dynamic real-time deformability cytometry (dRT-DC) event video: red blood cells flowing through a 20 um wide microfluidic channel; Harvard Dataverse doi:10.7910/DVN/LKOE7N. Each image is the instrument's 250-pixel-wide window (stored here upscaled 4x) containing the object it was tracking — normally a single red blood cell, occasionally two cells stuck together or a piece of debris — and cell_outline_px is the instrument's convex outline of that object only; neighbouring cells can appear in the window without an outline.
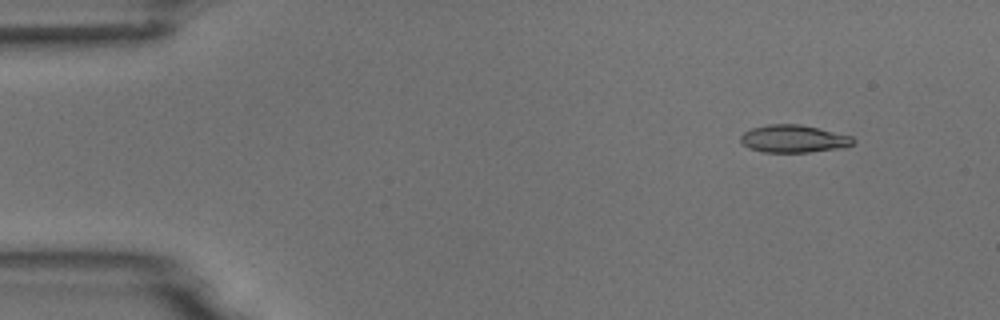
{"species": "common noctule bat (a hibernating species)", "species_latin": "Nyctalus noctula", "temperature_condition": "room temperature", "stored_images_in_passage": 5, "camera_frame_rate_fps": 3000, "um_per_image_px": 0.085, "animal": {"sex": "male", "body_mass_g": 18.8}, "frame": {"image": 1, "passage_image": 2, "time_ms": 0.333, "image_size_px": [1000, 320], "cell_outline_px": [[856, 140], [852, 144], [844, 148], [808, 152], [764, 152], [748, 148], [740, 140], [740, 136], [744, 132], [752, 128], [768, 124], [800, 124], [852, 136]], "centroid_in_image_um": [67.46, 11.8], "position_along_channel_um": 17.5, "area_um2": 18.09}}
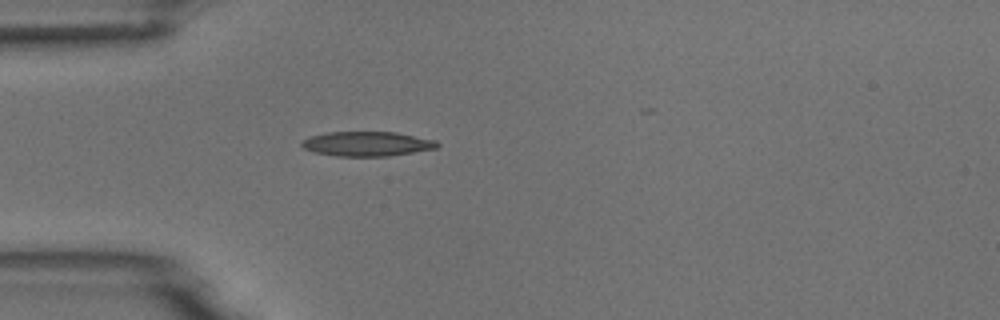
{"frame": {"image": 2, "passage_image": 5, "time_ms": 1.333, "image_size_px": [1000, 320], "cell_outline_px": [[440, 144], [436, 148], [388, 156], [336, 156], [312, 152], [304, 148], [300, 144], [304, 140], [312, 136], [328, 132], [396, 132], [436, 140]], "centroid_in_image_um": [31.2, 12.23], "position_along_channel_um": 53.8, "area_um2": 19.31}}